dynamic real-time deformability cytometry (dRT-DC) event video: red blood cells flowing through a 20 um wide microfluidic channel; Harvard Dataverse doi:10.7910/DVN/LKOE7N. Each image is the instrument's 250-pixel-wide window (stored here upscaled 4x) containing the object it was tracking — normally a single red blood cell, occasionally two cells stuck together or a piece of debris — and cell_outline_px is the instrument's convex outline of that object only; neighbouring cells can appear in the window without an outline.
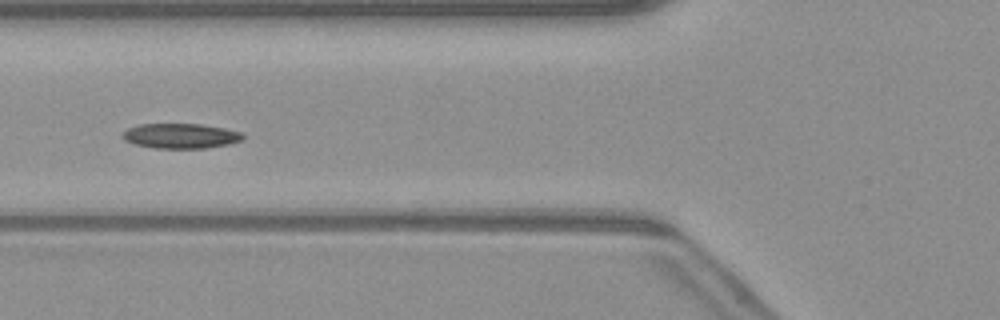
{"species": "common noctule bat (a hibernating species)", "species_latin": "Nyctalus noctula", "temperature_condition": "warm", "stored_images_in_passage": 21, "camera_frame_rate_fps": 3000, "um_per_image_px": 0.085, "animal": {"sex": "male", "body_mass_g": 23.1, "forearm_length_mm": 52.7}, "frame": {"image": 1, "passage_image": 7, "time_ms": 2.0, "image_size_px": [1000, 320], "cell_outline_px": [[244, 136], [240, 140], [228, 144], [204, 148], [156, 148], [136, 144], [124, 140], [120, 136], [128, 128], [140, 124], [200, 124], [224, 128], [244, 132]], "centroid_in_image_um": [15.35, 11.54], "position_along_channel_um": 110.4, "area_um2": 17.4}}
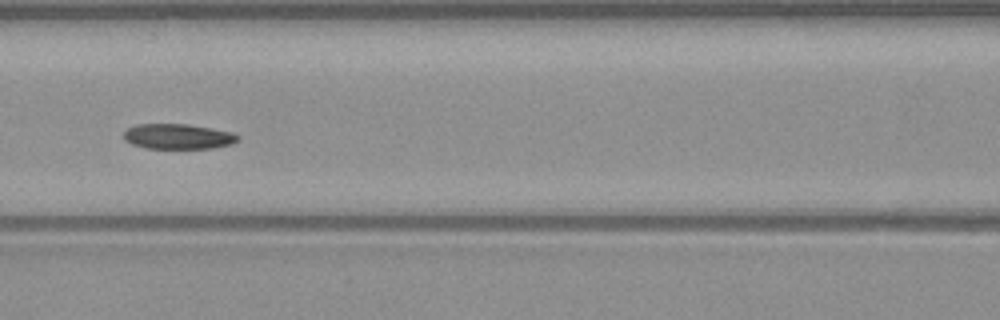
{"frame": {"image": 2, "passage_image": 10, "time_ms": 3.0, "image_size_px": [1000, 320], "cell_outline_px": [[240, 140], [232, 144], [212, 148], [144, 148], [132, 144], [124, 140], [124, 132], [128, 128], [136, 124], [188, 124], [232, 132], [240, 136]], "centroid_in_image_um": [15.14, 11.6], "position_along_channel_um": 151.5, "area_um2": 16.82}}